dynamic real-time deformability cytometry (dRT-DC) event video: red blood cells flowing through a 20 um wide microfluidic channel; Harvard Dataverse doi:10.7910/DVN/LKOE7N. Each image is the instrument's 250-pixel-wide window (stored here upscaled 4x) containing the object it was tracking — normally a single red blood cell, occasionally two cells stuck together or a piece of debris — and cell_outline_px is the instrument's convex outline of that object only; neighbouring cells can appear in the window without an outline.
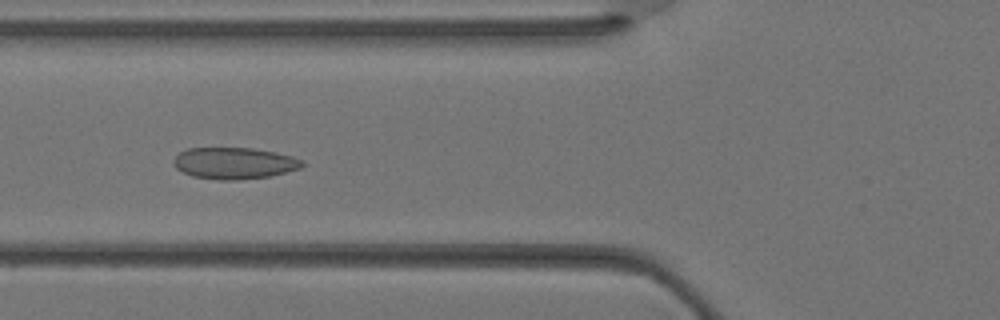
{"species": "Egyptian fruit bat (a non-hibernating species)", "species_latin": "Rousettus aegyptiacus", "temperature_condition": "warm", "stored_images_in_passage": 37, "camera_frame_rate_fps": 3000, "um_per_image_px": 0.085, "animal": {"sex": "female"}, "frame": {"image": 1, "passage_image": 14, "time_ms": 4.333, "image_size_px": [1000, 320], "cell_outline_px": [[304, 164], [300, 168], [268, 176], [236, 180], [220, 180], [192, 176], [176, 168], [172, 164], [172, 160], [180, 152], [188, 148], [252, 148], [276, 152], [292, 156], [304, 160]], "centroid_in_image_um": [19.9, 13.86], "position_along_channel_um": 105.9, "area_um2": 23.58}}
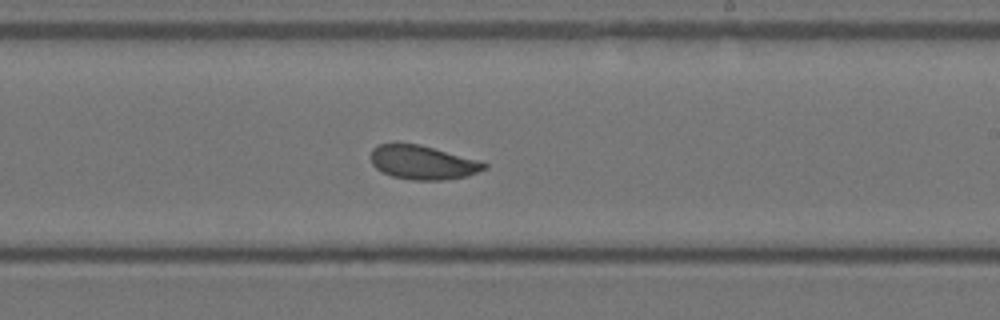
{"frame": {"image": 2, "passage_image": 22, "time_ms": 7.0, "image_size_px": [1000, 320], "cell_outline_px": [[488, 168], [468, 176], [444, 180], [412, 180], [392, 176], [376, 168], [372, 164], [372, 148], [380, 144], [416, 144], [480, 160], [488, 164]], "centroid_in_image_um": [35.98, 13.83], "position_along_channel_um": 253.0, "area_um2": 22.2}}
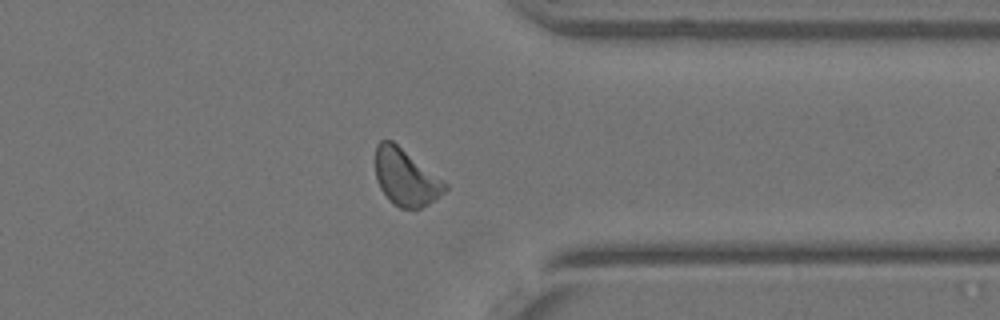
{"frame": {"image": 3, "passage_image": 29, "time_ms": 9.333, "image_size_px": [1000, 320], "cell_outline_px": [[448, 188], [444, 192], [428, 204], [420, 208], [400, 208], [392, 204], [380, 188], [376, 176], [376, 144], [380, 140], [392, 140], [444, 180], [448, 184]], "centroid_in_image_um": [34.49, 15.07], "position_along_channel_um": 376.9, "area_um2": 22.89}}